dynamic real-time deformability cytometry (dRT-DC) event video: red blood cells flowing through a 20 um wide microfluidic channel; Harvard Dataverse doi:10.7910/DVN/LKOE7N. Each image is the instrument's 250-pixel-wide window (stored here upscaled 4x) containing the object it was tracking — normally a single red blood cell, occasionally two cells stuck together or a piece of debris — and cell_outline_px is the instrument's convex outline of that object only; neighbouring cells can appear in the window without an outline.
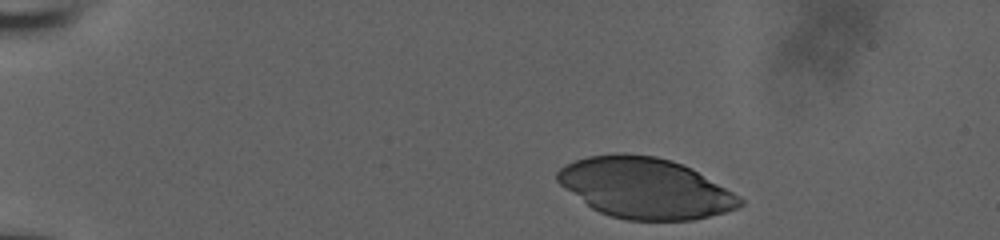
{"species": "human", "species_latin": "Homo sapiens", "temperature_condition": "room temperature", "stored_images_in_passage": 6, "camera_frame_rate_fps": 3000, "um_per_image_px": 0.085, "donor": {"sex": "male"}, "frame": {"image": 1, "passage_image": 1, "time_ms": 0.0, "image_size_px": [1000, 240], "cell_outline_px": [[744, 204], [736, 208], [724, 212], [692, 220], [624, 220], [600, 212], [592, 208], [560, 184], [556, 180], [556, 172], [560, 168], [576, 160], [588, 156], [620, 152], [624, 152], [656, 156], [672, 160], [692, 168], [740, 196], [744, 200]], "centroid_in_image_um": [54.85, 15.97], "position_along_channel_um": 30.2, "area_um2": 64.33}}